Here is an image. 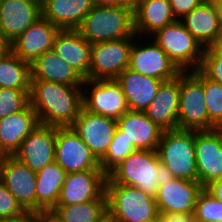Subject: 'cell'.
Instances as JSON below:
<instances>
[{"instance_id":"cell-1","label":"cell","mask_w":222,"mask_h":222,"mask_svg":"<svg viewBox=\"0 0 222 222\" xmlns=\"http://www.w3.org/2000/svg\"><path fill=\"white\" fill-rule=\"evenodd\" d=\"M81 86L43 80H31L30 105L39 123L53 127H71L83 108Z\"/></svg>"},{"instance_id":"cell-2","label":"cell","mask_w":222,"mask_h":222,"mask_svg":"<svg viewBox=\"0 0 222 222\" xmlns=\"http://www.w3.org/2000/svg\"><path fill=\"white\" fill-rule=\"evenodd\" d=\"M133 11L121 6L94 5L77 31L91 44L135 37Z\"/></svg>"},{"instance_id":"cell-3","label":"cell","mask_w":222,"mask_h":222,"mask_svg":"<svg viewBox=\"0 0 222 222\" xmlns=\"http://www.w3.org/2000/svg\"><path fill=\"white\" fill-rule=\"evenodd\" d=\"M106 195L110 222H158L155 198L139 188L106 184Z\"/></svg>"},{"instance_id":"cell-4","label":"cell","mask_w":222,"mask_h":222,"mask_svg":"<svg viewBox=\"0 0 222 222\" xmlns=\"http://www.w3.org/2000/svg\"><path fill=\"white\" fill-rule=\"evenodd\" d=\"M159 162L157 150H135L107 175L106 184L136 187L155 198L159 188L155 177Z\"/></svg>"},{"instance_id":"cell-5","label":"cell","mask_w":222,"mask_h":222,"mask_svg":"<svg viewBox=\"0 0 222 222\" xmlns=\"http://www.w3.org/2000/svg\"><path fill=\"white\" fill-rule=\"evenodd\" d=\"M160 162L175 178L198 181L194 130L163 131L157 147Z\"/></svg>"},{"instance_id":"cell-6","label":"cell","mask_w":222,"mask_h":222,"mask_svg":"<svg viewBox=\"0 0 222 222\" xmlns=\"http://www.w3.org/2000/svg\"><path fill=\"white\" fill-rule=\"evenodd\" d=\"M152 36L181 72L200 68L204 48L186 30L180 20L158 29Z\"/></svg>"},{"instance_id":"cell-7","label":"cell","mask_w":222,"mask_h":222,"mask_svg":"<svg viewBox=\"0 0 222 222\" xmlns=\"http://www.w3.org/2000/svg\"><path fill=\"white\" fill-rule=\"evenodd\" d=\"M204 96L203 72L200 69L181 72L177 129L208 130V113Z\"/></svg>"},{"instance_id":"cell-8","label":"cell","mask_w":222,"mask_h":222,"mask_svg":"<svg viewBox=\"0 0 222 222\" xmlns=\"http://www.w3.org/2000/svg\"><path fill=\"white\" fill-rule=\"evenodd\" d=\"M134 38L136 37L91 44L88 79H116L129 66Z\"/></svg>"},{"instance_id":"cell-9","label":"cell","mask_w":222,"mask_h":222,"mask_svg":"<svg viewBox=\"0 0 222 222\" xmlns=\"http://www.w3.org/2000/svg\"><path fill=\"white\" fill-rule=\"evenodd\" d=\"M55 162L67 174L101 169L100 161L72 127H56Z\"/></svg>"},{"instance_id":"cell-10","label":"cell","mask_w":222,"mask_h":222,"mask_svg":"<svg viewBox=\"0 0 222 222\" xmlns=\"http://www.w3.org/2000/svg\"><path fill=\"white\" fill-rule=\"evenodd\" d=\"M198 182L205 188L222 178V128L194 131Z\"/></svg>"},{"instance_id":"cell-11","label":"cell","mask_w":222,"mask_h":222,"mask_svg":"<svg viewBox=\"0 0 222 222\" xmlns=\"http://www.w3.org/2000/svg\"><path fill=\"white\" fill-rule=\"evenodd\" d=\"M92 85L91 94H83V108L90 113L118 120L129 111L121 85L116 79H85L83 86Z\"/></svg>"},{"instance_id":"cell-12","label":"cell","mask_w":222,"mask_h":222,"mask_svg":"<svg viewBox=\"0 0 222 222\" xmlns=\"http://www.w3.org/2000/svg\"><path fill=\"white\" fill-rule=\"evenodd\" d=\"M0 180L25 211L36 212V172L14 156H2Z\"/></svg>"},{"instance_id":"cell-13","label":"cell","mask_w":222,"mask_h":222,"mask_svg":"<svg viewBox=\"0 0 222 222\" xmlns=\"http://www.w3.org/2000/svg\"><path fill=\"white\" fill-rule=\"evenodd\" d=\"M107 175L102 169L68 173L56 205L85 203L106 193Z\"/></svg>"},{"instance_id":"cell-14","label":"cell","mask_w":222,"mask_h":222,"mask_svg":"<svg viewBox=\"0 0 222 222\" xmlns=\"http://www.w3.org/2000/svg\"><path fill=\"white\" fill-rule=\"evenodd\" d=\"M56 127L38 124L13 155L32 171L38 172L55 161Z\"/></svg>"},{"instance_id":"cell-15","label":"cell","mask_w":222,"mask_h":222,"mask_svg":"<svg viewBox=\"0 0 222 222\" xmlns=\"http://www.w3.org/2000/svg\"><path fill=\"white\" fill-rule=\"evenodd\" d=\"M151 45L136 46L135 42L130 49L128 68L141 75L169 81L176 78L181 71L170 60L166 52L154 41Z\"/></svg>"},{"instance_id":"cell-16","label":"cell","mask_w":222,"mask_h":222,"mask_svg":"<svg viewBox=\"0 0 222 222\" xmlns=\"http://www.w3.org/2000/svg\"><path fill=\"white\" fill-rule=\"evenodd\" d=\"M71 127L100 160L114 138L117 123L112 118L93 114L82 108Z\"/></svg>"},{"instance_id":"cell-17","label":"cell","mask_w":222,"mask_h":222,"mask_svg":"<svg viewBox=\"0 0 222 222\" xmlns=\"http://www.w3.org/2000/svg\"><path fill=\"white\" fill-rule=\"evenodd\" d=\"M60 29L41 17L9 44V49L23 61L31 64L47 51L53 50Z\"/></svg>"},{"instance_id":"cell-18","label":"cell","mask_w":222,"mask_h":222,"mask_svg":"<svg viewBox=\"0 0 222 222\" xmlns=\"http://www.w3.org/2000/svg\"><path fill=\"white\" fill-rule=\"evenodd\" d=\"M204 187L198 181L174 178L159 186L155 196L159 213H194Z\"/></svg>"},{"instance_id":"cell-19","label":"cell","mask_w":222,"mask_h":222,"mask_svg":"<svg viewBox=\"0 0 222 222\" xmlns=\"http://www.w3.org/2000/svg\"><path fill=\"white\" fill-rule=\"evenodd\" d=\"M41 17V2L0 0V32L8 44Z\"/></svg>"},{"instance_id":"cell-20","label":"cell","mask_w":222,"mask_h":222,"mask_svg":"<svg viewBox=\"0 0 222 222\" xmlns=\"http://www.w3.org/2000/svg\"><path fill=\"white\" fill-rule=\"evenodd\" d=\"M180 103V74L169 81H164L156 97L144 111L163 131L177 129Z\"/></svg>"},{"instance_id":"cell-21","label":"cell","mask_w":222,"mask_h":222,"mask_svg":"<svg viewBox=\"0 0 222 222\" xmlns=\"http://www.w3.org/2000/svg\"><path fill=\"white\" fill-rule=\"evenodd\" d=\"M116 123L135 150H157L163 130L145 112L129 110Z\"/></svg>"},{"instance_id":"cell-22","label":"cell","mask_w":222,"mask_h":222,"mask_svg":"<svg viewBox=\"0 0 222 222\" xmlns=\"http://www.w3.org/2000/svg\"><path fill=\"white\" fill-rule=\"evenodd\" d=\"M38 124L37 114L30 104L24 110L0 119V155L13 156Z\"/></svg>"},{"instance_id":"cell-23","label":"cell","mask_w":222,"mask_h":222,"mask_svg":"<svg viewBox=\"0 0 222 222\" xmlns=\"http://www.w3.org/2000/svg\"><path fill=\"white\" fill-rule=\"evenodd\" d=\"M183 19V20H182ZM180 21L203 48L211 47L222 34L218 12L213 1H204Z\"/></svg>"},{"instance_id":"cell-24","label":"cell","mask_w":222,"mask_h":222,"mask_svg":"<svg viewBox=\"0 0 222 222\" xmlns=\"http://www.w3.org/2000/svg\"><path fill=\"white\" fill-rule=\"evenodd\" d=\"M121 85L129 110L144 112L164 82L147 77L128 67L116 78Z\"/></svg>"},{"instance_id":"cell-25","label":"cell","mask_w":222,"mask_h":222,"mask_svg":"<svg viewBox=\"0 0 222 222\" xmlns=\"http://www.w3.org/2000/svg\"><path fill=\"white\" fill-rule=\"evenodd\" d=\"M93 6V0H44L42 17L60 30H77Z\"/></svg>"},{"instance_id":"cell-26","label":"cell","mask_w":222,"mask_h":222,"mask_svg":"<svg viewBox=\"0 0 222 222\" xmlns=\"http://www.w3.org/2000/svg\"><path fill=\"white\" fill-rule=\"evenodd\" d=\"M31 80H43L70 86H82L85 78L61 59L53 50L47 51L30 64Z\"/></svg>"},{"instance_id":"cell-27","label":"cell","mask_w":222,"mask_h":222,"mask_svg":"<svg viewBox=\"0 0 222 222\" xmlns=\"http://www.w3.org/2000/svg\"><path fill=\"white\" fill-rule=\"evenodd\" d=\"M53 51L85 79H88L91 43L77 30H60L55 37Z\"/></svg>"},{"instance_id":"cell-28","label":"cell","mask_w":222,"mask_h":222,"mask_svg":"<svg viewBox=\"0 0 222 222\" xmlns=\"http://www.w3.org/2000/svg\"><path fill=\"white\" fill-rule=\"evenodd\" d=\"M134 16V31L139 36L154 34L158 29L174 23L175 18L170 0H137Z\"/></svg>"},{"instance_id":"cell-29","label":"cell","mask_w":222,"mask_h":222,"mask_svg":"<svg viewBox=\"0 0 222 222\" xmlns=\"http://www.w3.org/2000/svg\"><path fill=\"white\" fill-rule=\"evenodd\" d=\"M67 172L55 161L36 172V212L52 211L59 200Z\"/></svg>"},{"instance_id":"cell-30","label":"cell","mask_w":222,"mask_h":222,"mask_svg":"<svg viewBox=\"0 0 222 222\" xmlns=\"http://www.w3.org/2000/svg\"><path fill=\"white\" fill-rule=\"evenodd\" d=\"M0 88L30 91V64L10 49L0 54Z\"/></svg>"},{"instance_id":"cell-31","label":"cell","mask_w":222,"mask_h":222,"mask_svg":"<svg viewBox=\"0 0 222 222\" xmlns=\"http://www.w3.org/2000/svg\"><path fill=\"white\" fill-rule=\"evenodd\" d=\"M52 211L64 222H105L108 219L107 195L80 204L56 205Z\"/></svg>"},{"instance_id":"cell-32","label":"cell","mask_w":222,"mask_h":222,"mask_svg":"<svg viewBox=\"0 0 222 222\" xmlns=\"http://www.w3.org/2000/svg\"><path fill=\"white\" fill-rule=\"evenodd\" d=\"M203 92L208 113V130L222 128V84L203 73Z\"/></svg>"},{"instance_id":"cell-33","label":"cell","mask_w":222,"mask_h":222,"mask_svg":"<svg viewBox=\"0 0 222 222\" xmlns=\"http://www.w3.org/2000/svg\"><path fill=\"white\" fill-rule=\"evenodd\" d=\"M133 151H135V148L132 141H129L124 136V132H121L117 128L106 154L99 160L101 169L106 175H108Z\"/></svg>"},{"instance_id":"cell-34","label":"cell","mask_w":222,"mask_h":222,"mask_svg":"<svg viewBox=\"0 0 222 222\" xmlns=\"http://www.w3.org/2000/svg\"><path fill=\"white\" fill-rule=\"evenodd\" d=\"M194 219L195 222H222V202L205 188L198 195Z\"/></svg>"},{"instance_id":"cell-35","label":"cell","mask_w":222,"mask_h":222,"mask_svg":"<svg viewBox=\"0 0 222 222\" xmlns=\"http://www.w3.org/2000/svg\"><path fill=\"white\" fill-rule=\"evenodd\" d=\"M30 91L0 88V119L24 110L30 104Z\"/></svg>"},{"instance_id":"cell-36","label":"cell","mask_w":222,"mask_h":222,"mask_svg":"<svg viewBox=\"0 0 222 222\" xmlns=\"http://www.w3.org/2000/svg\"><path fill=\"white\" fill-rule=\"evenodd\" d=\"M199 69L211 80L222 84V54L213 46L204 48L203 60Z\"/></svg>"},{"instance_id":"cell-37","label":"cell","mask_w":222,"mask_h":222,"mask_svg":"<svg viewBox=\"0 0 222 222\" xmlns=\"http://www.w3.org/2000/svg\"><path fill=\"white\" fill-rule=\"evenodd\" d=\"M26 211L17 202L14 195L0 180V218L10 219L21 216Z\"/></svg>"},{"instance_id":"cell-38","label":"cell","mask_w":222,"mask_h":222,"mask_svg":"<svg viewBox=\"0 0 222 222\" xmlns=\"http://www.w3.org/2000/svg\"><path fill=\"white\" fill-rule=\"evenodd\" d=\"M202 2H204V0H170V5L175 18L180 20V17L182 19Z\"/></svg>"},{"instance_id":"cell-39","label":"cell","mask_w":222,"mask_h":222,"mask_svg":"<svg viewBox=\"0 0 222 222\" xmlns=\"http://www.w3.org/2000/svg\"><path fill=\"white\" fill-rule=\"evenodd\" d=\"M158 222H195L194 213H159Z\"/></svg>"},{"instance_id":"cell-40","label":"cell","mask_w":222,"mask_h":222,"mask_svg":"<svg viewBox=\"0 0 222 222\" xmlns=\"http://www.w3.org/2000/svg\"><path fill=\"white\" fill-rule=\"evenodd\" d=\"M137 0H93L94 5L121 6L128 9H135Z\"/></svg>"},{"instance_id":"cell-41","label":"cell","mask_w":222,"mask_h":222,"mask_svg":"<svg viewBox=\"0 0 222 222\" xmlns=\"http://www.w3.org/2000/svg\"><path fill=\"white\" fill-rule=\"evenodd\" d=\"M156 179L159 184V186L164 185L165 183L169 182L171 179H174L175 177L170 172V170L161 162L158 163V169L156 174Z\"/></svg>"},{"instance_id":"cell-42","label":"cell","mask_w":222,"mask_h":222,"mask_svg":"<svg viewBox=\"0 0 222 222\" xmlns=\"http://www.w3.org/2000/svg\"><path fill=\"white\" fill-rule=\"evenodd\" d=\"M4 222H40L39 213L26 211L21 216L10 219H4Z\"/></svg>"},{"instance_id":"cell-43","label":"cell","mask_w":222,"mask_h":222,"mask_svg":"<svg viewBox=\"0 0 222 222\" xmlns=\"http://www.w3.org/2000/svg\"><path fill=\"white\" fill-rule=\"evenodd\" d=\"M217 200L222 202V178L211 182L205 187Z\"/></svg>"},{"instance_id":"cell-44","label":"cell","mask_w":222,"mask_h":222,"mask_svg":"<svg viewBox=\"0 0 222 222\" xmlns=\"http://www.w3.org/2000/svg\"><path fill=\"white\" fill-rule=\"evenodd\" d=\"M40 222H64L53 211H43L39 213Z\"/></svg>"},{"instance_id":"cell-45","label":"cell","mask_w":222,"mask_h":222,"mask_svg":"<svg viewBox=\"0 0 222 222\" xmlns=\"http://www.w3.org/2000/svg\"><path fill=\"white\" fill-rule=\"evenodd\" d=\"M213 3L216 6V9H217V12H218L220 26H221V29H222V0H214Z\"/></svg>"},{"instance_id":"cell-46","label":"cell","mask_w":222,"mask_h":222,"mask_svg":"<svg viewBox=\"0 0 222 222\" xmlns=\"http://www.w3.org/2000/svg\"><path fill=\"white\" fill-rule=\"evenodd\" d=\"M9 49V44L4 40L0 32V54L6 52Z\"/></svg>"},{"instance_id":"cell-47","label":"cell","mask_w":222,"mask_h":222,"mask_svg":"<svg viewBox=\"0 0 222 222\" xmlns=\"http://www.w3.org/2000/svg\"><path fill=\"white\" fill-rule=\"evenodd\" d=\"M213 47L220 53L222 54V34L220 37L217 39V42L213 45Z\"/></svg>"},{"instance_id":"cell-48","label":"cell","mask_w":222,"mask_h":222,"mask_svg":"<svg viewBox=\"0 0 222 222\" xmlns=\"http://www.w3.org/2000/svg\"><path fill=\"white\" fill-rule=\"evenodd\" d=\"M23 1H28V2H40V0H23Z\"/></svg>"}]
</instances>
